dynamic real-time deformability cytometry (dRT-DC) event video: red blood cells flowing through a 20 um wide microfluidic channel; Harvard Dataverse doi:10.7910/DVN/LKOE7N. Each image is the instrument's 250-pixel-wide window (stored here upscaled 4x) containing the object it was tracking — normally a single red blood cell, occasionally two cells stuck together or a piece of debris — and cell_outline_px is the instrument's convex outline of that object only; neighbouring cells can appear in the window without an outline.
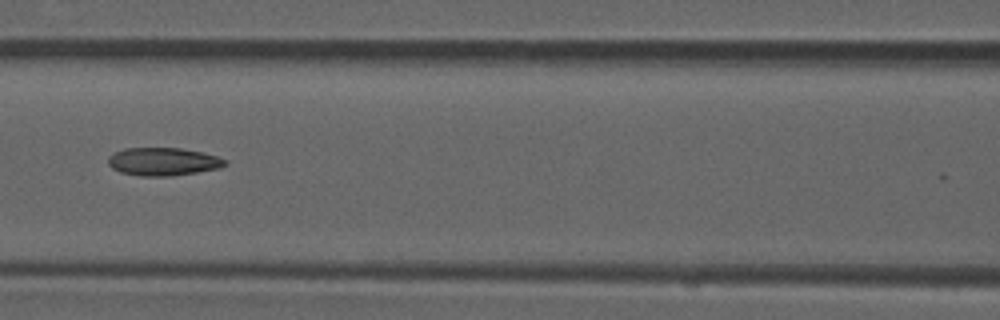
{"species": "common noctule bat (a hibernating species)", "species_latin": "Nyctalus noctula", "temperature_condition": "room temperature", "stored_images_in_passage": 7, "camera_frame_rate_fps": 3000, "um_per_image_px": 0.085, "animal": {"sex": "male", "forearm_length_mm": 52.5}, "frame": {"image": 1, "passage_image": 6, "time_ms": 1.667, "image_size_px": [1000, 320], "cell_outline_px": [[228, 164], [220, 168], [172, 176], [140, 176], [120, 172], [112, 168], [108, 164], [108, 156], [124, 148], [180, 148], [200, 152], [216, 156], [228, 160]], "centroid_in_image_um": [13.87, 13.74], "position_along_channel_um": 152.7, "area_um2": 19.07}}